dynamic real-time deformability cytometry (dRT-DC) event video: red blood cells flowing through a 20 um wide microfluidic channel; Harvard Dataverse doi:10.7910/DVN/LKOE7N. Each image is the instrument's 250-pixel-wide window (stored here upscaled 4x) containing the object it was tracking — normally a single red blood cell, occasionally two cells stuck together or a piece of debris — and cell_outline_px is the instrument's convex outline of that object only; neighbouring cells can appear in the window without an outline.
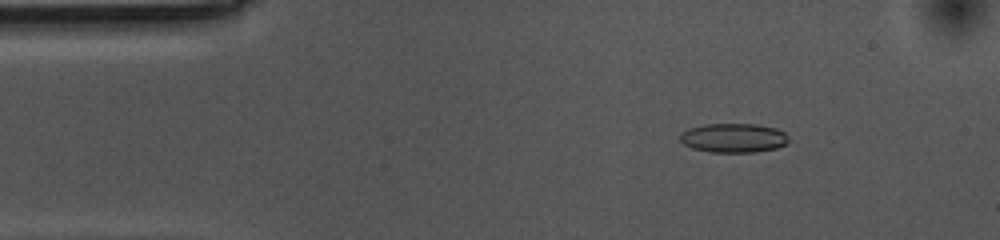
{"species": "common noctule bat (a hibernating species)", "species_latin": "Nyctalus noctula", "temperature_condition": "cold", "stored_images_in_passage": 55, "camera_frame_rate_fps": 3000, "um_per_image_px": 0.085, "animal": {"sex": "female", "body_mass_g": 10.0, "forearm_length_mm": 53.1}, "frame": {"image": 1, "passage_image": 7, "time_ms": 2.0, "image_size_px": [1000, 240], "cell_outline_px": [[788, 144], [776, 148], [756, 152], [712, 152], [692, 148], [684, 144], [680, 140], [680, 132], [688, 128], [704, 124], [756, 124], [776, 128], [784, 132], [788, 136]], "centroid_in_image_um": [62.35, 11.72], "position_along_channel_um": 22.6, "area_um2": 18.61}}
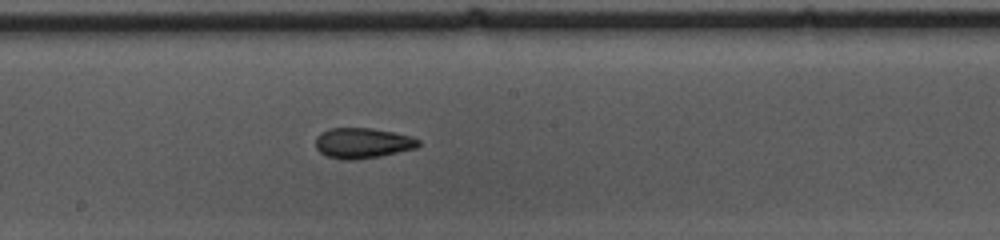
{"frame": {"image": 2, "passage_image": 28, "time_ms": 9.0, "image_size_px": [1000, 240], "cell_outline_px": [[420, 144], [416, 148], [380, 156], [352, 160], [348, 160], [328, 156], [320, 152], [316, 148], [316, 136], [320, 132], [332, 128], [372, 128], [412, 136], [420, 140]], "centroid_in_image_um": [30.82, 12.15], "position_along_channel_um": 217.4, "area_um2": 18.15}}
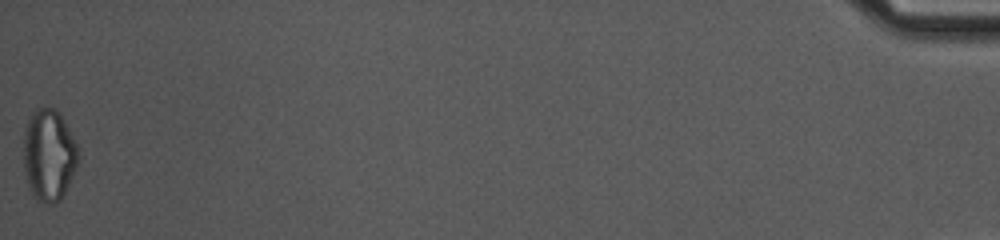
{"frame": {"image": 3, "passage_image": 55, "time_ms": 18.0, "image_size_px": [1000, 240], "cell_outline_px": [[76, 168], [64, 196], [60, 200], [52, 204], [48, 204], [36, 200], [32, 196], [28, 188], [24, 172], [24, 128], [32, 112], [36, 108], [56, 108], [60, 112], [76, 144]], "centroid_in_image_um": [4.12, 13.2], "position_along_channel_um": 431.1, "area_um2": 29.36}, "authors_computed_cell_mechanics": {"area_um2": 18.6116, "velocity_mm_per_s": 3.5446, "shape_relaxation_time_tau1_ms": 5.9904, "shape_relaxation_time_tau2_ms": 3.4141, "deformation_change_tau1": 0.1477, "deformation_change_tau2": 0.102}}